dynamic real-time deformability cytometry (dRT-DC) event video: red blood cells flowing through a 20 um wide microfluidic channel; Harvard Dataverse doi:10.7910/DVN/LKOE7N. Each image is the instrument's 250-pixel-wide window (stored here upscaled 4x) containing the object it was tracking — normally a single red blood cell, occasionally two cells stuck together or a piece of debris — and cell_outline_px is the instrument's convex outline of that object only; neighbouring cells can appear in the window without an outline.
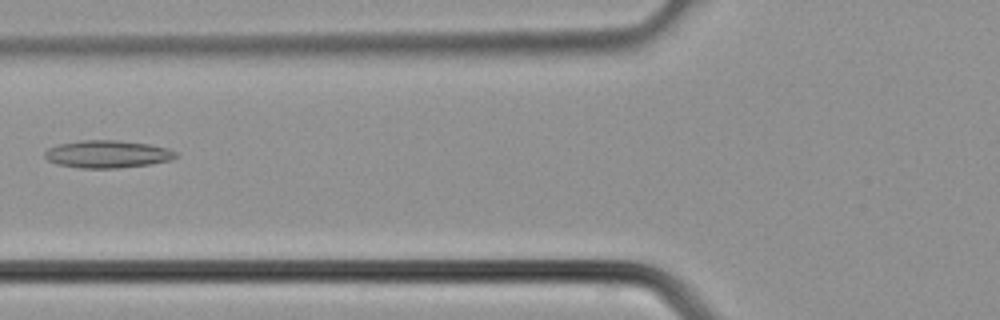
{"species": "common noctule bat (a hibernating species)", "species_latin": "Nyctalus noctula", "temperature_condition": "cold", "stored_images_in_passage": 38, "camera_frame_rate_fps": 3000, "um_per_image_px": 0.085, "animal": {"sex": "male", "body_mass_g": 21.5, "forearm_length_mm": 52.0}, "frame": {"image": 1, "passage_image": 15, "time_ms": 4.667, "image_size_px": [1000, 320], "cell_outline_px": [[180, 156], [172, 160], [148, 164], [120, 168], [80, 168], [56, 164], [48, 160], [44, 156], [44, 152], [48, 148], [56, 144], [80, 140], [116, 140], [148, 144], [168, 148], [176, 152]], "centroid_in_image_um": [9.12, 13.1], "position_along_channel_um": 116.7, "area_um2": 21.21}}
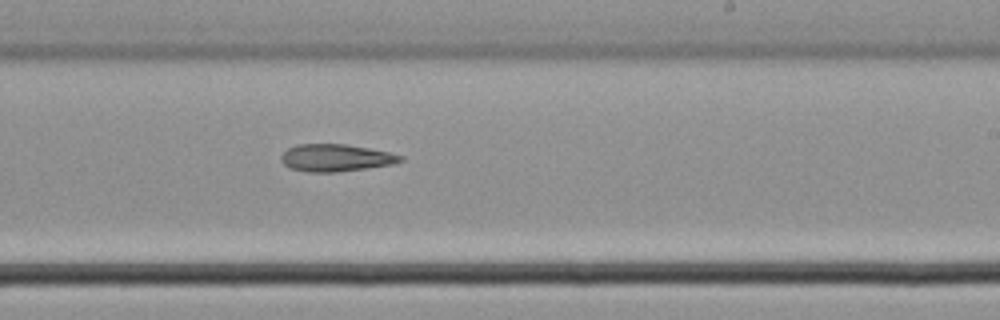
{"frame": {"image": 2, "passage_image": 23, "time_ms": 7.333, "image_size_px": [1000, 320], "cell_outline_px": [[404, 160], [392, 164], [336, 172], [308, 172], [292, 168], [284, 164], [280, 160], [280, 156], [288, 148], [296, 144], [344, 144], [368, 148], [388, 152], [404, 156]], "centroid_in_image_um": [28.52, 13.41], "position_along_channel_um": 260.5, "area_um2": 18.79}}
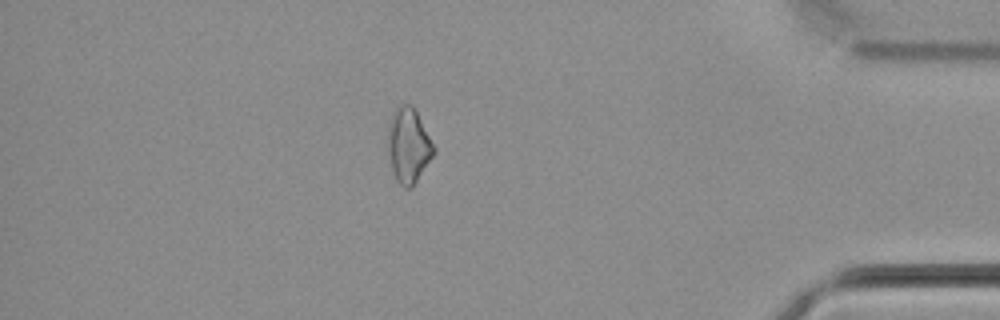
{"frame": {"image": 3, "passage_image": 33, "time_ms": 10.667, "image_size_px": [1000, 320], "cell_outline_px": [[436, 152], [412, 188], [404, 188], [396, 180], [392, 172], [388, 148], [388, 124], [392, 112], [400, 104], [412, 104], [416, 108], [436, 148]], "centroid_in_image_um": [34.74, 12.34], "position_along_channel_um": 400.5, "area_um2": 20.46}}